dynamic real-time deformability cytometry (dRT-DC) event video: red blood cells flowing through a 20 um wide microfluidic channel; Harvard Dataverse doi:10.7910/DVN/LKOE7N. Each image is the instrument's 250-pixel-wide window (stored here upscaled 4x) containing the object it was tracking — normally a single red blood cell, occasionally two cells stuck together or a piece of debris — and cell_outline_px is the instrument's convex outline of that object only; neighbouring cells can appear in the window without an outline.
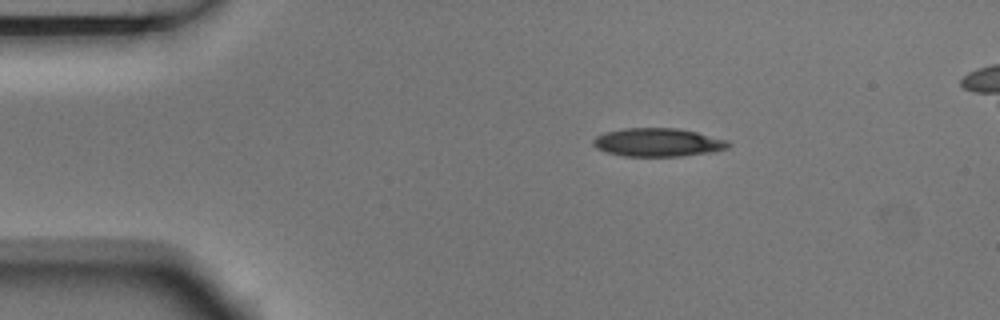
{"species": "Egyptian fruit bat (a non-hibernating species)", "species_latin": "Rousettus aegyptiacus", "temperature_condition": "room temperature", "stored_images_in_passage": 8, "camera_frame_rate_fps": 3000, "um_per_image_px": 0.085, "animal": {"sex": "male"}, "frame": {"image": 1, "passage_image": 1, "time_ms": 0.0, "image_size_px": [1000, 320], "cell_outline_px": [[732, 144], [728, 148], [716, 152], [680, 156], [624, 156], [604, 152], [596, 148], [592, 144], [592, 140], [596, 136], [604, 132], [624, 128], [676, 128], [696, 132], [728, 140]], "centroid_in_image_um": [55.92, 12.11], "position_along_channel_um": 29.1, "area_um2": 22.6}}
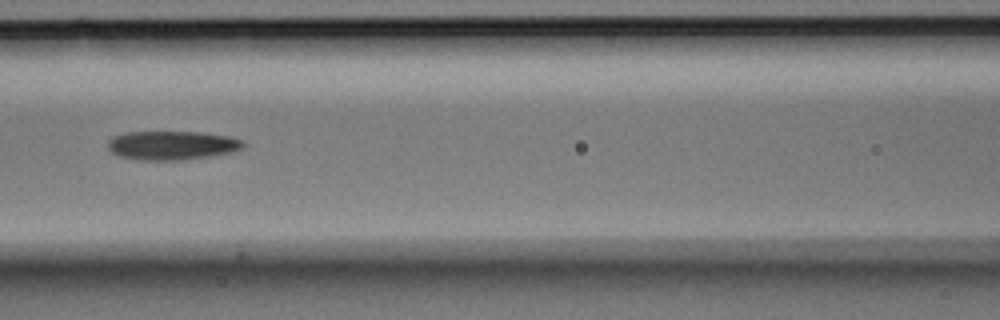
{"frame": {"image": 2, "passage_image": 5, "time_ms": 1.333, "image_size_px": [1000, 320], "cell_outline_px": [[248, 144], [244, 148], [232, 152], [184, 160], [136, 160], [120, 156], [112, 152], [108, 148], [108, 140], [112, 136], [128, 132], [204, 132], [232, 136], [244, 140]], "centroid_in_image_um": [14.68, 12.35], "position_along_channel_um": 151.9, "area_um2": 23.18}}
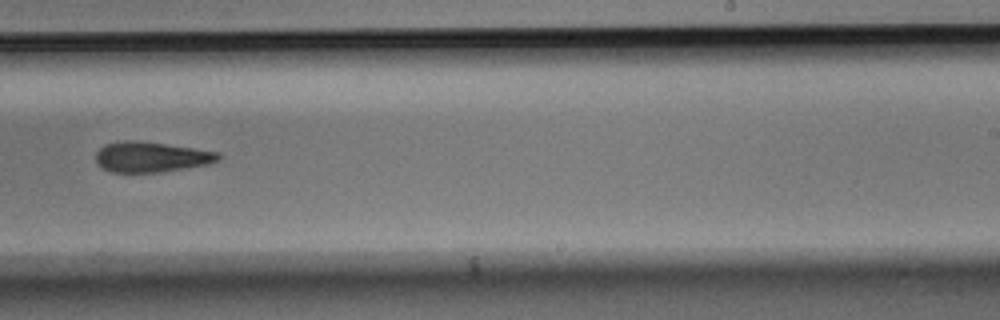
{"frame": {"image": 3, "passage_image": 8, "time_ms": 2.333, "image_size_px": [1000, 320], "cell_outline_px": [[220, 160], [208, 164], [160, 172], [112, 172], [100, 168], [96, 160], [96, 152], [104, 144], [124, 140], [136, 140], [220, 152]], "centroid_in_image_um": [12.82, 13.34], "position_along_channel_um": 276.2, "area_um2": 21.62}}